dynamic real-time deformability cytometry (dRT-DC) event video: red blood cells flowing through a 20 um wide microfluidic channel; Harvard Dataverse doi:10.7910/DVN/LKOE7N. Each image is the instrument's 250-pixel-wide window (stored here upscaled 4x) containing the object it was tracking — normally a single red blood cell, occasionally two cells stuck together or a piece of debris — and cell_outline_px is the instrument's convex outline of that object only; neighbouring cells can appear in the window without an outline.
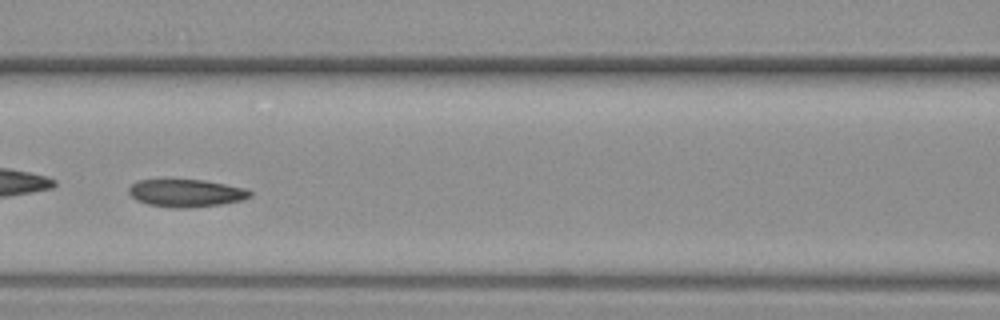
{"species": "common noctule bat (a hibernating species)", "species_latin": "Nyctalus noctula", "temperature_condition": "warm", "stored_images_in_passage": 57, "camera_frame_rate_fps": 3000, "um_per_image_px": 0.085, "animal": {"sex": "female", "body_mass_g": 19.3, "forearm_length_mm": 54.1}, "frame": {"image": 1, "passage_image": 25, "time_ms": 8.0, "image_size_px": [1000, 320], "cell_outline_px": [[252, 196], [240, 200], [220, 204], [184, 208], [172, 208], [148, 204], [136, 200], [128, 192], [128, 188], [136, 180], [164, 176], [204, 180], [248, 188], [252, 192]], "centroid_in_image_um": [15.75, 16.35], "position_along_channel_um": 150.9, "area_um2": 20.46}, "authors_computed_cell_mechanics": {"area_um2": 19.7676, "velocity_mm_per_s": 3.7174, "shape_relaxation_time_tau1_ms": 6.7987, "shape_relaxation_time_tau2_ms": 5.5508, "deformation_change_tau1": 0.1479, "deformation_change_tau2": 0.1164}}